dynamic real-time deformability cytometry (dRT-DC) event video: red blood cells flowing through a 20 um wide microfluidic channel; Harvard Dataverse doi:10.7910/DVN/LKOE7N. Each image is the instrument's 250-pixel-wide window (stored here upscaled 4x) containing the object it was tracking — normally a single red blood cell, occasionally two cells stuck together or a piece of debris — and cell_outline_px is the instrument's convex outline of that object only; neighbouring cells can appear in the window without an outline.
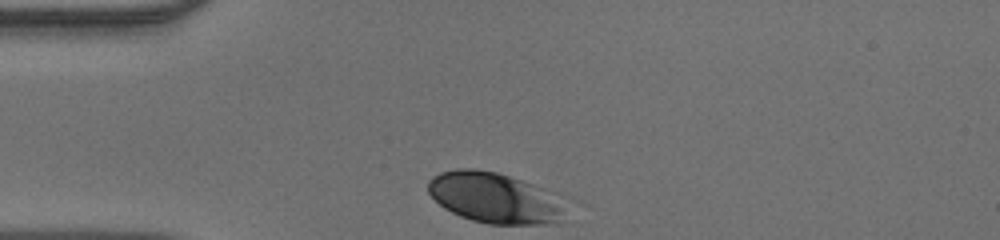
{"species": "human", "species_latin": "Homo sapiens", "temperature_condition": "warm", "stored_images_in_passage": 29, "camera_frame_rate_fps": 3000, "um_per_image_px": 0.085, "donor": {"sex": "male"}, "frame": {"image": 1, "passage_image": 1, "time_ms": 0.0, "image_size_px": [1000, 240], "cell_outline_px": [[588, 204], [560, 224], [488, 224], [472, 220], [460, 216], [444, 208], [428, 192], [428, 180], [432, 176], [440, 172], [456, 168], [472, 168], [496, 172], [572, 196], [584, 200]], "centroid_in_image_um": [42.54, 16.86], "position_along_channel_um": 42.5, "area_um2": 44.22}}
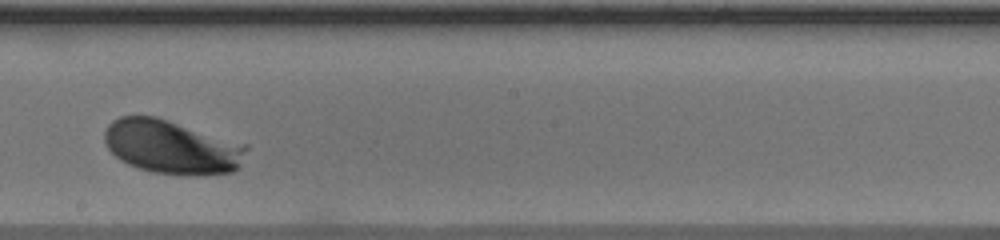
{"frame": {"image": 2, "passage_image": 17, "time_ms": 5.333, "image_size_px": [1000, 240], "cell_outline_px": [[248, 148], [240, 168], [232, 172], [196, 176], [188, 176], [152, 172], [128, 164], [120, 160], [108, 148], [104, 140], [104, 132], [108, 124], [112, 120], [120, 116], [156, 116], [248, 144]], "centroid_in_image_um": [14.64, 12.5], "position_along_channel_um": 233.6, "area_um2": 45.03}}
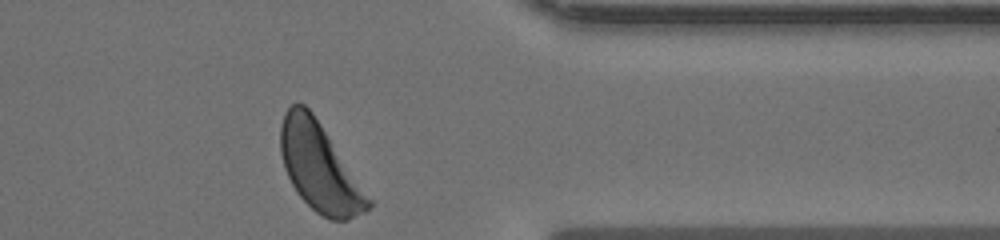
{"frame": {"image": 3, "passage_image": 29, "time_ms": 9.333, "image_size_px": [1000, 240], "cell_outline_px": [[372, 204], [364, 212], [348, 220], [332, 220], [316, 212], [296, 192], [284, 168], [280, 152], [280, 124], [284, 112], [292, 104], [304, 104], [312, 112], [372, 200]], "centroid_in_image_um": [27.13, 14.23], "position_along_channel_um": 384.3, "area_um2": 44.27}}